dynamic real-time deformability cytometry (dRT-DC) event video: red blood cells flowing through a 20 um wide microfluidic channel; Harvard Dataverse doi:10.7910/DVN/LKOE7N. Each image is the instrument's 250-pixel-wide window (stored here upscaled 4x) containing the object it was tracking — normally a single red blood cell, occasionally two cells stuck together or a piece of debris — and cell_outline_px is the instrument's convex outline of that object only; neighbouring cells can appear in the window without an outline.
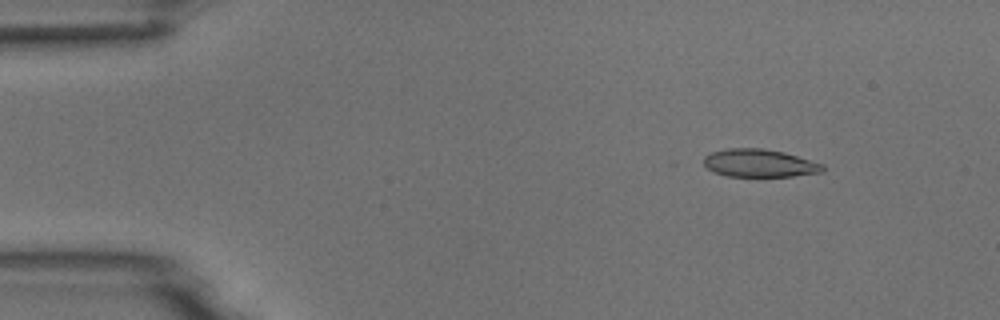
{"species": "common noctule bat (a hibernating species)", "species_latin": "Nyctalus noctula", "temperature_condition": "room temperature", "stored_images_in_passage": 8, "camera_frame_rate_fps": 3000, "um_per_image_px": 0.085, "animal": {"sex": "male", "body_mass_g": 18.8}, "frame": {"image": 1, "passage_image": 2, "time_ms": 1.0, "image_size_px": [1000, 320], "cell_outline_px": [[824, 172], [792, 176], [728, 176], [712, 172], [704, 164], [704, 156], [712, 152], [728, 148], [764, 148], [784, 152], [824, 164]], "centroid_in_image_um": [64.56, 13.86], "position_along_channel_um": 20.4, "area_um2": 19.36}}
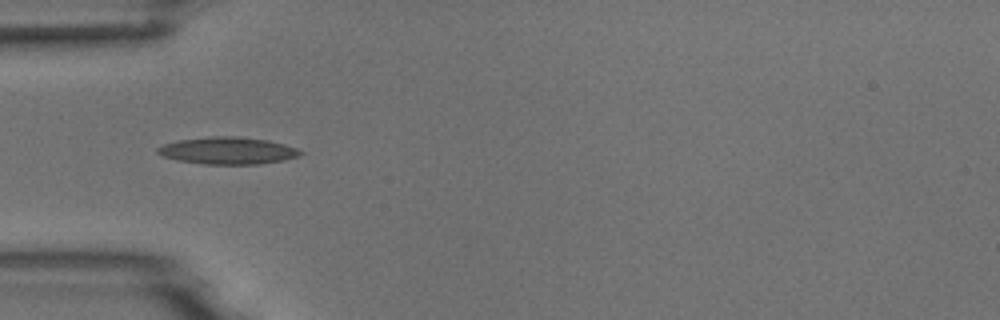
{"frame": {"image": 2, "passage_image": 5, "time_ms": 4.333, "image_size_px": [1000, 320], "cell_outline_px": [[304, 152], [300, 156], [284, 160], [260, 164], [204, 164], [176, 160], [160, 156], [156, 152], [156, 148], [164, 144], [180, 140], [212, 136], [236, 136], [268, 140], [284, 144], [296, 148]], "centroid_in_image_um": [19.35, 12.81], "position_along_channel_um": 65.6, "area_um2": 22.66}}